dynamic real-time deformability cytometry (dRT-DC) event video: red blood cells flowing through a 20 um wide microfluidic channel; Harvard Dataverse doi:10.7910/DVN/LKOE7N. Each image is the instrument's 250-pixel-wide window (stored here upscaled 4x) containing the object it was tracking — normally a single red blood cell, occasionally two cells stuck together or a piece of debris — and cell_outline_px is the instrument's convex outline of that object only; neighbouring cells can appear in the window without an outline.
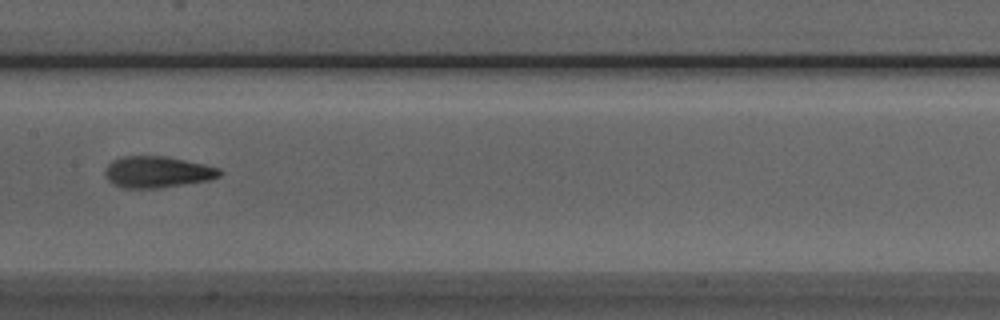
{"species": "Egyptian fruit bat (a non-hibernating species)", "species_latin": "Rousettus aegyptiacus", "temperature_condition": "room temperature", "stored_images_in_passage": 5, "camera_frame_rate_fps": 3000, "um_per_image_px": 0.085, "animal": {"sex": "male"}, "frame": {"image": 1, "passage_image": 5, "time_ms": 4.667, "image_size_px": [1000, 320], "cell_outline_px": [[224, 172], [220, 176], [212, 180], [160, 188], [124, 188], [108, 180], [104, 172], [104, 168], [112, 160], [120, 156], [164, 156], [204, 164], [220, 168]], "centroid_in_image_um": [13.4, 14.62], "position_along_channel_um": 194.0, "area_um2": 21.15}}